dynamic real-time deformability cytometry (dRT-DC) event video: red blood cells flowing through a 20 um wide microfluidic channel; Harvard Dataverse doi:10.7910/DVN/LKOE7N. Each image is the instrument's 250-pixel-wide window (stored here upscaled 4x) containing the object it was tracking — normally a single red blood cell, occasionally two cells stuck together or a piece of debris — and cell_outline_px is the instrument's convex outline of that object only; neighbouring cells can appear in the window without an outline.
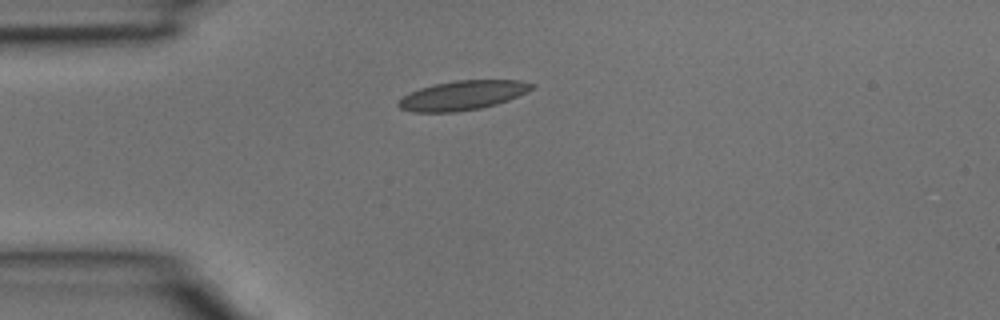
{"species": "common noctule bat (a hibernating species)", "species_latin": "Nyctalus noctula", "temperature_condition": "room temperature", "stored_images_in_passage": 31, "camera_frame_rate_fps": 3000, "um_per_image_px": 0.085, "animal": {"sex": "male", "body_mass_g": 15.6}, "frame": {"image": 1, "passage_image": 1, "time_ms": 0.0, "image_size_px": [1000, 320], "cell_outline_px": [[536, 84], [532, 88], [508, 100], [496, 104], [480, 108], [456, 112], [412, 112], [400, 108], [396, 104], [396, 100], [420, 88], [436, 84], [456, 80], [520, 80]], "centroid_in_image_um": [39.28, 8.11], "position_along_channel_um": 45.7, "area_um2": 22.6}}
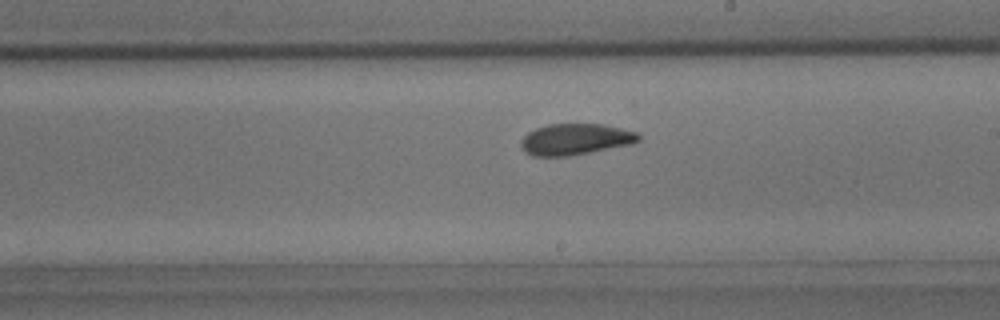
{"frame": {"image": 2, "passage_image": 14, "time_ms": 4.333, "image_size_px": [1000, 320], "cell_outline_px": [[640, 140], [632, 144], [568, 156], [532, 156], [524, 152], [520, 148], [520, 140], [528, 132], [536, 128], [548, 124], [604, 124], [636, 132], [640, 136]], "centroid_in_image_um": [48.86, 11.84], "position_along_channel_um": 240.1, "area_um2": 21.44}}
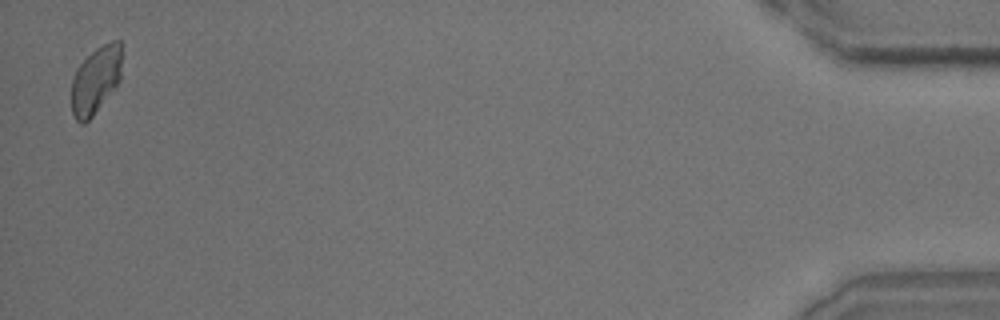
{"frame": {"image": 3, "passage_image": 31, "time_ms": 10.0, "image_size_px": [1000, 320], "cell_outline_px": [[120, 80], [92, 116], [84, 124], [80, 124], [76, 120], [72, 112], [72, 76], [76, 68], [96, 48], [112, 40], [120, 40]], "centroid_in_image_um": [8.1, 6.81], "position_along_channel_um": 427.1, "area_um2": 19.36}}